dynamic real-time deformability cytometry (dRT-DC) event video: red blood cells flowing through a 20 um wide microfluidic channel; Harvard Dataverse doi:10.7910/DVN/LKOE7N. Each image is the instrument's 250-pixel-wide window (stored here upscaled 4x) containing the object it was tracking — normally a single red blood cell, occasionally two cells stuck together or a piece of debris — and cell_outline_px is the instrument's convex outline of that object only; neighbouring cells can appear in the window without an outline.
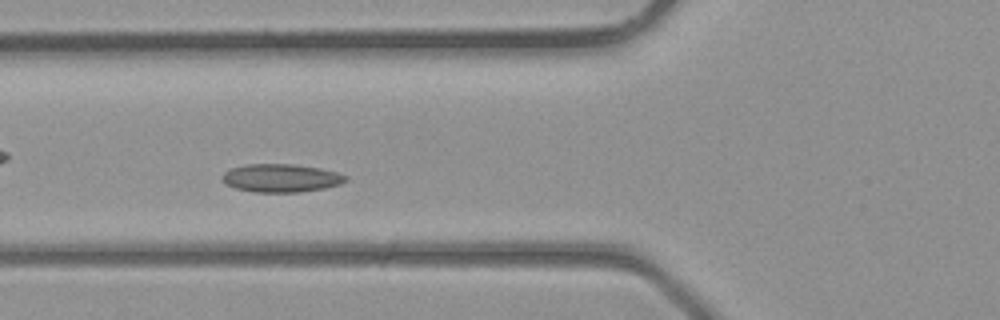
{"species": "common noctule bat (a hibernating species)", "species_latin": "Nyctalus noctula", "temperature_condition": "room temperature", "stored_images_in_passage": 36, "camera_frame_rate_fps": 3000, "um_per_image_px": 0.085, "animal": {"sex": "male", "body_mass_g": 23.1, "forearm_length_mm": 52.7}, "frame": {"image": 1, "passage_image": 11, "time_ms": 3.333, "image_size_px": [1000, 320], "cell_outline_px": [[348, 180], [340, 184], [324, 188], [300, 192], [252, 192], [236, 188], [224, 184], [224, 172], [232, 168], [244, 164], [292, 164], [320, 168], [336, 172], [348, 176]], "centroid_in_image_um": [23.9, 15.13], "position_along_channel_um": 101.9, "area_um2": 20.23}}
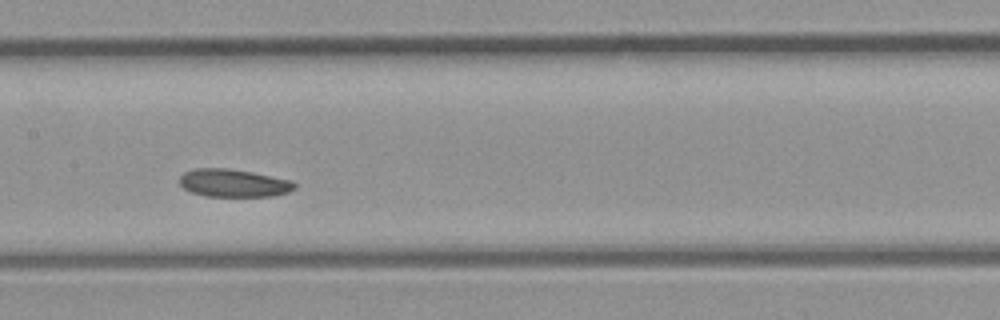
{"frame": {"image": 2, "passage_image": 16, "time_ms": 5.0, "image_size_px": [1000, 320], "cell_outline_px": [[296, 188], [288, 192], [272, 196], [204, 196], [192, 192], [184, 188], [180, 184], [180, 176], [184, 172], [196, 168], [228, 168], [252, 172], [292, 180], [296, 184]], "centroid_in_image_um": [19.86, 15.55], "position_along_channel_um": 187.5, "area_um2": 18.67}}
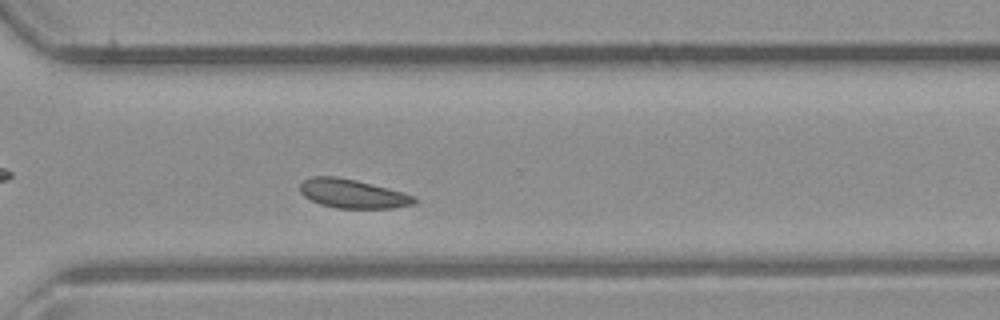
{"frame": {"image": 3, "passage_image": 25, "time_ms": 8.0, "image_size_px": [1000, 320], "cell_outline_px": [[416, 200], [412, 204], [392, 208], [336, 208], [320, 204], [304, 196], [300, 192], [300, 184], [304, 180], [312, 176], [336, 176], [356, 180], [388, 188], [416, 196]], "centroid_in_image_um": [29.95, 16.46], "position_along_channel_um": 340.7, "area_um2": 19.13}}